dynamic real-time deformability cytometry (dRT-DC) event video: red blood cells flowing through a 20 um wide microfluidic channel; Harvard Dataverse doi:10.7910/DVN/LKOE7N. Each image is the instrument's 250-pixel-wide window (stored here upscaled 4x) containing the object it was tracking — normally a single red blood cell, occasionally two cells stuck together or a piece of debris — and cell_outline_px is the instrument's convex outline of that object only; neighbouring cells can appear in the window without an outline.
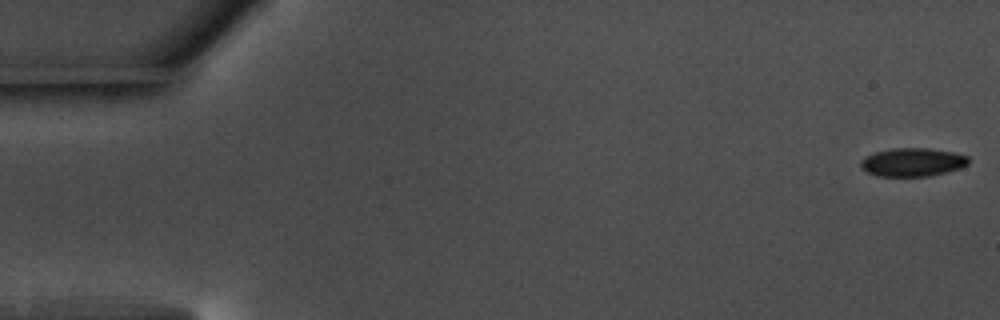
{"species": "common noctule bat (a hibernating species)", "species_latin": "Nyctalus noctula", "temperature_condition": "warm", "stored_images_in_passage": 56, "camera_frame_rate_fps": 3000, "um_per_image_px": 0.085, "animal": {"sex": "male", "body_mass_g": 17.5, "forearm_length_mm": 52.3}, "frame": {"image": 1, "passage_image": 1, "time_ms": 0.0, "image_size_px": [1000, 320], "cell_outline_px": [[968, 164], [960, 168], [932, 176], [876, 176], [860, 168], [860, 160], [876, 152], [892, 148], [928, 148], [952, 152], [968, 156]], "centroid_in_image_um": [77.56, 13.79], "position_along_channel_um": 7.4, "area_um2": 17.8}}
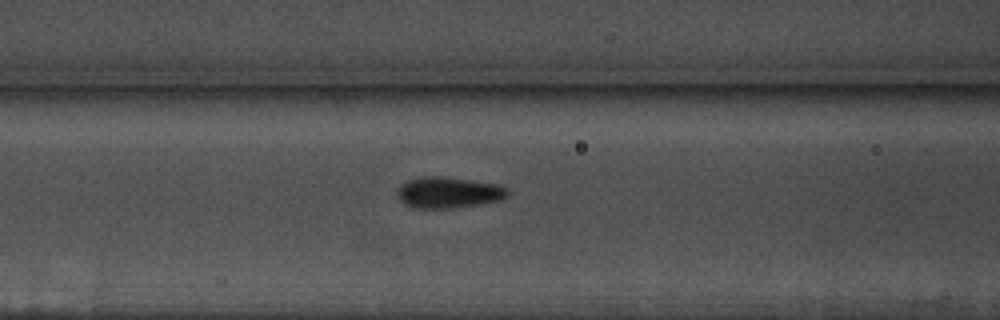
{"frame": {"image": 2, "passage_image": 23, "time_ms": 7.333, "image_size_px": [1000, 320], "cell_outline_px": [[508, 196], [500, 200], [476, 204], [448, 208], [416, 208], [404, 204], [396, 196], [396, 188], [400, 184], [408, 180], [424, 176], [440, 176], [496, 184], [508, 188]], "centroid_in_image_um": [38.05, 16.36], "position_along_channel_um": 128.5, "area_um2": 19.88}}
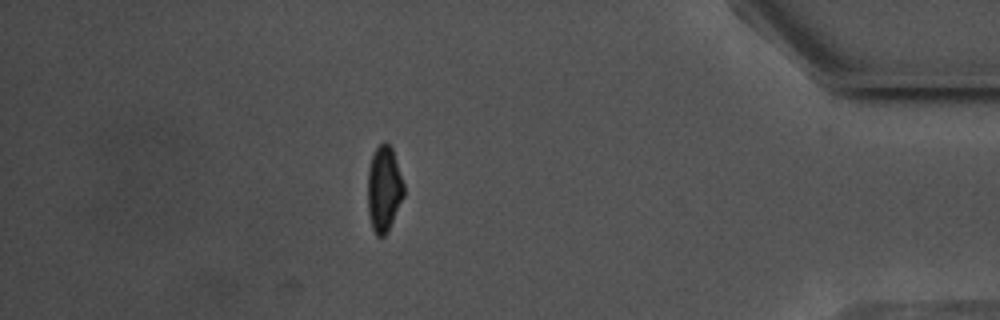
{"frame": {"image": 3, "passage_image": 49, "time_ms": 16.0, "image_size_px": [1000, 320], "cell_outline_px": [[404, 196], [388, 232], [384, 236], [376, 236], [372, 228], [368, 212], [368, 168], [372, 156], [376, 148], [384, 140], [392, 148], [404, 184]], "centroid_in_image_um": [32.64, 16.07], "position_along_channel_um": 402.6, "area_um2": 18.09}, "authors_computed_cell_mechanics": {"area_um2": 18.7272, "velocity_mm_per_s": 3.6615, "shape_relaxation_time_tau1_ms": 2.636, "shape_relaxation_time_tau2_ms": 1.7993, "deformation_change_tau1": 0.0948, "deformation_change_tau2": 0.0572}}